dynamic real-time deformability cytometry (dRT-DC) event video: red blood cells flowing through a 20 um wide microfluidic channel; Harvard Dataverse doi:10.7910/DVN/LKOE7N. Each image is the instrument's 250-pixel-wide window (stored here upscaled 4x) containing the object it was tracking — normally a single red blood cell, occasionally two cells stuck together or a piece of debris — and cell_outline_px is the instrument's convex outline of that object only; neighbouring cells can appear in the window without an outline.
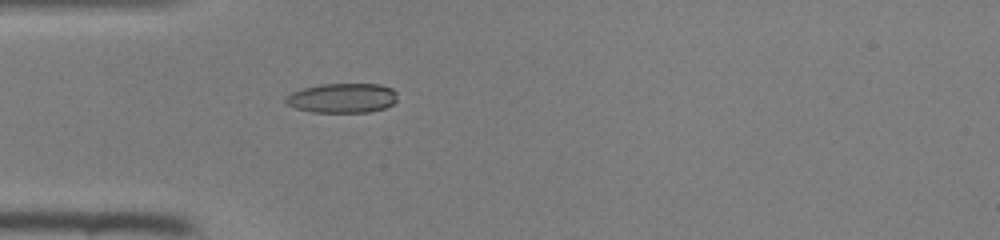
{"species": "common noctule bat (a hibernating species)", "species_latin": "Nyctalus noctula", "temperature_condition": "room temperature", "stored_images_in_passage": 46, "camera_frame_rate_fps": 3000, "um_per_image_px": 0.085, "animal": {"sex": "female", "body_mass_g": 22.0, "forearm_length_mm": 56.7}, "frame": {"image": 1, "passage_image": 13, "time_ms": 4.0, "image_size_px": [1000, 240], "cell_outline_px": [[396, 100], [392, 104], [384, 108], [368, 112], [312, 112], [296, 108], [288, 104], [284, 100], [292, 92], [304, 88], [320, 84], [380, 84], [392, 88], [396, 92]], "centroid_in_image_um": [29.11, 8.33], "position_along_channel_um": 55.9, "area_um2": 19.13}}
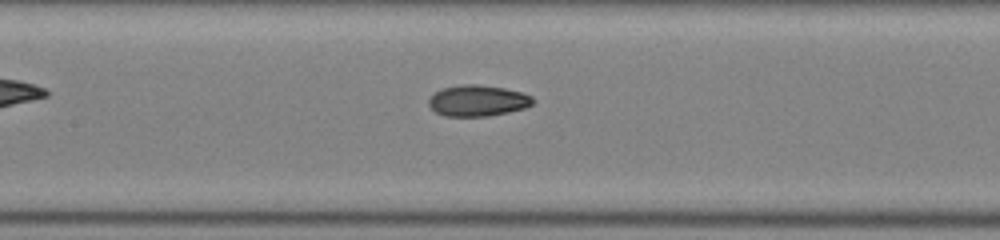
{"frame": {"image": 2, "passage_image": 21, "time_ms": 6.667, "image_size_px": [1000, 240], "cell_outline_px": [[536, 100], [532, 104], [524, 108], [508, 112], [488, 116], [444, 116], [436, 112], [428, 104], [428, 100], [436, 92], [444, 88], [460, 84], [480, 84], [504, 88], [520, 92], [532, 96]], "centroid_in_image_um": [40.62, 8.55], "position_along_channel_um": 166.8, "area_um2": 18.84}}
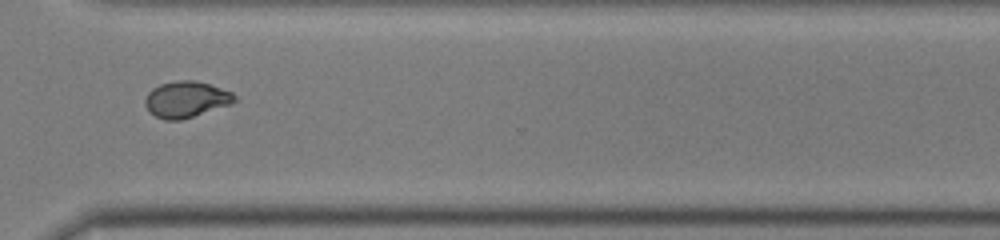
{"frame": {"image": 3, "passage_image": 34, "time_ms": 11.0, "image_size_px": [1000, 240], "cell_outline_px": [[236, 100], [232, 104], [180, 120], [164, 120], [148, 112], [144, 104], [144, 100], [148, 92], [152, 88], [160, 84], [176, 80], [196, 80], [232, 92], [236, 96]], "centroid_in_image_um": [15.79, 8.44], "position_along_channel_um": 354.8, "area_um2": 18.96}}